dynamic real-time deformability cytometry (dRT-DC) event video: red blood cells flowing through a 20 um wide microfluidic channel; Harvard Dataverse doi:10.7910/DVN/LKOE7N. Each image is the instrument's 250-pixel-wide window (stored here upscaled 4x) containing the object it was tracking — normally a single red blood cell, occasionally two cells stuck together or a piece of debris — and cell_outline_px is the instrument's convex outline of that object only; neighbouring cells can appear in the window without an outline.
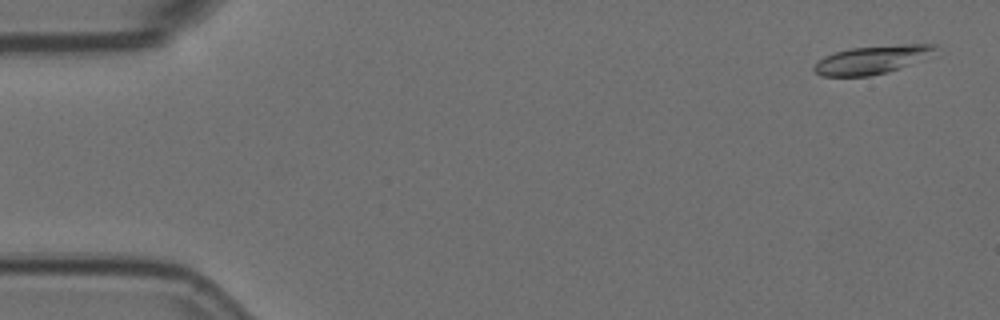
{"species": "Egyptian fruit bat (a non-hibernating species)", "species_latin": "Rousettus aegyptiacus", "temperature_condition": "room temperature", "stored_images_in_passage": 5, "camera_frame_rate_fps": 3000, "um_per_image_px": 0.085, "animal": {"sex": "female"}, "frame": {"image": 1, "passage_image": 1, "time_ms": 0.0, "image_size_px": [1000, 320], "cell_outline_px": [[936, 56], [888, 72], [868, 76], [820, 76], [812, 68], [824, 56], [836, 52], [852, 48], [904, 44], [936, 44]], "centroid_in_image_um": [74.22, 5.08], "position_along_channel_um": 10.8, "area_um2": 20.11}}
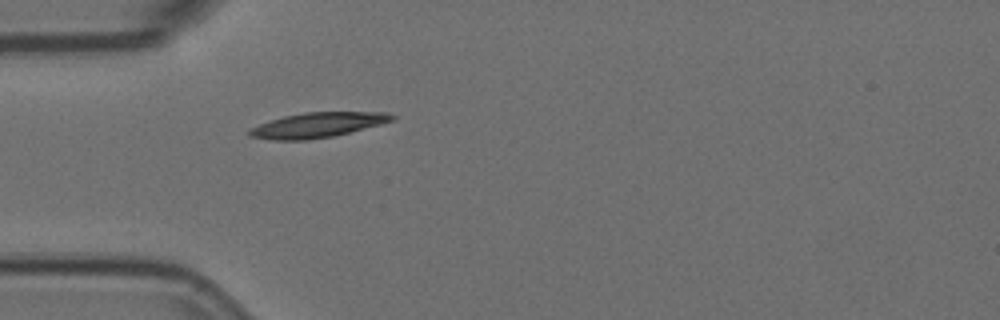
{"frame": {"image": 2, "passage_image": 5, "time_ms": 1.333, "image_size_px": [1000, 320], "cell_outline_px": [[396, 120], [332, 136], [308, 140], [272, 140], [248, 136], [248, 132], [252, 128], [260, 124], [284, 116], [304, 112], [388, 112], [396, 116]], "centroid_in_image_um": [27.01, 10.62], "position_along_channel_um": 58.0, "area_um2": 20.58}}